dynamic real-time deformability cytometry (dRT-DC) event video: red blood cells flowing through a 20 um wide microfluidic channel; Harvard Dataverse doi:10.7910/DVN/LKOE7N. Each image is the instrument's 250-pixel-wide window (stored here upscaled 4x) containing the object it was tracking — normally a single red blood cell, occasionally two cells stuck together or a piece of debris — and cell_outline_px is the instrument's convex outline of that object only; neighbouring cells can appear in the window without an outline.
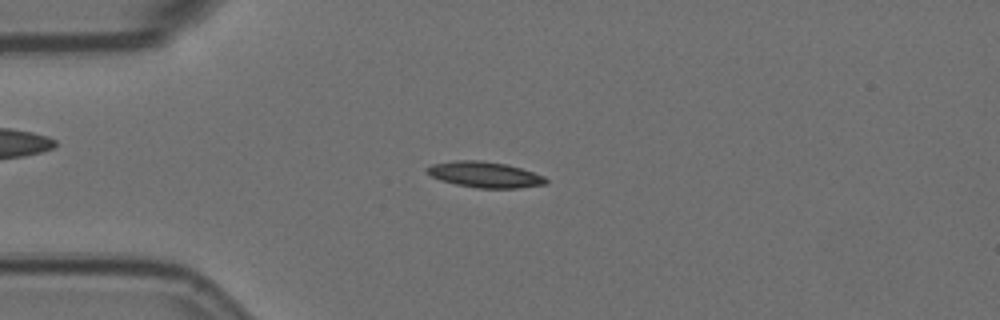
{"species": "Egyptian fruit bat (a non-hibernating species)", "species_latin": "Rousettus aegyptiacus", "temperature_condition": "room temperature", "stored_images_in_passage": 50, "camera_frame_rate_fps": 3000, "um_per_image_px": 0.085, "animal": {"sex": "female"}, "frame": {"image": 1, "passage_image": 7, "time_ms": 2.0, "image_size_px": [1000, 320], "cell_outline_px": [[548, 180], [544, 184], [520, 188], [476, 188], [456, 184], [440, 180], [432, 176], [424, 168], [432, 164], [452, 160], [480, 160], [508, 164], [544, 176]], "centroid_in_image_um": [41.18, 14.83], "position_along_channel_um": 43.8, "area_um2": 17.92}}
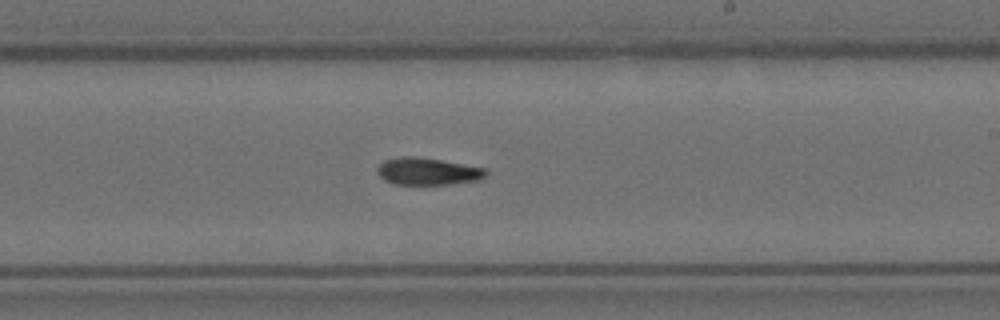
{"frame": {"image": 2, "passage_image": 26, "time_ms": 8.333, "image_size_px": [1000, 320], "cell_outline_px": [[488, 172], [484, 176], [476, 180], [448, 184], [392, 184], [384, 180], [376, 172], [376, 168], [384, 160], [400, 156], [416, 156], [440, 160], [484, 168]], "centroid_in_image_um": [36.27, 14.56], "position_along_channel_um": 252.7, "area_um2": 17.05}}
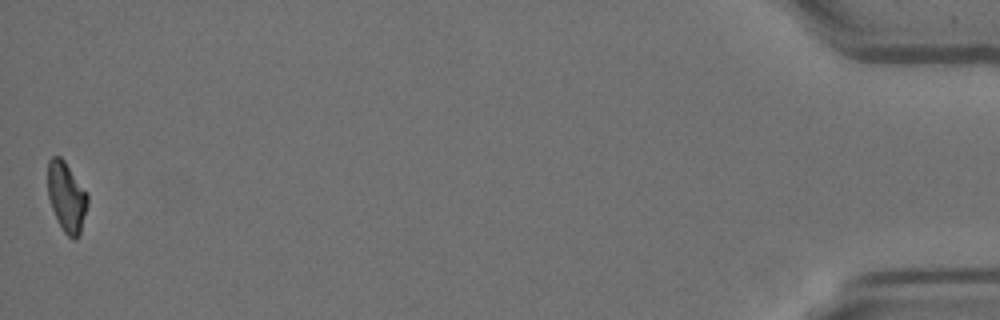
{"frame": {"image": 3, "passage_image": 49, "time_ms": 16.0, "image_size_px": [1000, 320], "cell_outline_px": [[88, 204], [80, 236], [76, 240], [72, 240], [64, 232], [52, 208], [48, 196], [48, 160], [52, 156], [60, 156], [64, 160], [88, 192]], "centroid_in_image_um": [5.69, 16.75], "position_along_channel_um": 429.5, "area_um2": 16.42}}